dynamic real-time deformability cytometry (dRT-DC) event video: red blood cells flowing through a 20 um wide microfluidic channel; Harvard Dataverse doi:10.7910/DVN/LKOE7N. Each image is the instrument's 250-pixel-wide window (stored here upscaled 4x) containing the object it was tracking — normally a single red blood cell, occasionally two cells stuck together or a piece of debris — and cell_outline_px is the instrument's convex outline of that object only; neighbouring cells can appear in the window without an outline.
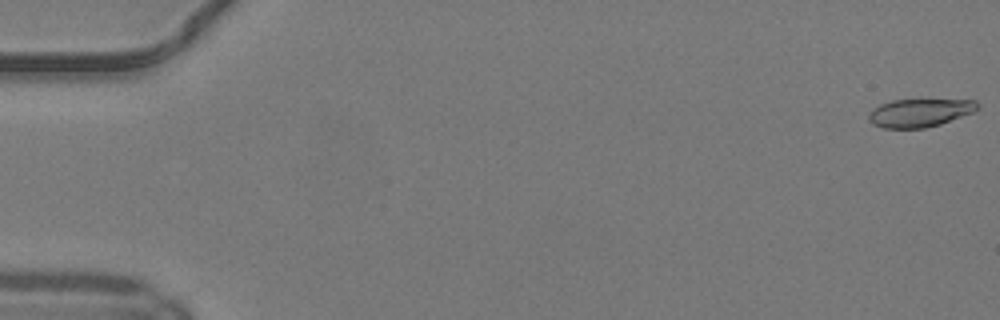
{"species": "common noctule bat (a hibernating species)", "species_latin": "Nyctalus noctula", "temperature_condition": "warm", "stored_images_in_passage": 15, "camera_frame_rate_fps": 3000, "um_per_image_px": 0.085, "animal": {"sex": "male", "body_mass_g": 19.2, "forearm_length_mm": 51.8}, "frame": {"image": 1, "passage_image": 1, "time_ms": 0.0, "image_size_px": [1000, 320], "cell_outline_px": [[980, 108], [972, 112], [940, 124], [924, 128], [884, 128], [872, 124], [868, 120], [868, 116], [880, 104], [892, 100], [976, 100], [980, 104]], "centroid_in_image_um": [78.19, 9.59], "position_along_channel_um": 6.8, "area_um2": 17.63}}
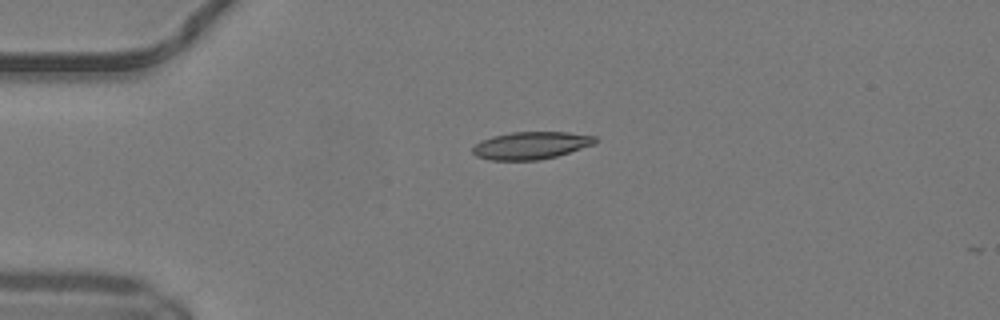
{"frame": {"image": 2, "passage_image": 13, "time_ms": 4.0, "image_size_px": [1000, 320], "cell_outline_px": [[596, 144], [556, 156], [540, 160], [488, 160], [476, 156], [472, 152], [472, 148], [480, 140], [492, 136], [512, 132], [568, 132], [596, 136]], "centroid_in_image_um": [45.12, 12.36], "position_along_channel_um": 39.9, "area_um2": 19.71}}